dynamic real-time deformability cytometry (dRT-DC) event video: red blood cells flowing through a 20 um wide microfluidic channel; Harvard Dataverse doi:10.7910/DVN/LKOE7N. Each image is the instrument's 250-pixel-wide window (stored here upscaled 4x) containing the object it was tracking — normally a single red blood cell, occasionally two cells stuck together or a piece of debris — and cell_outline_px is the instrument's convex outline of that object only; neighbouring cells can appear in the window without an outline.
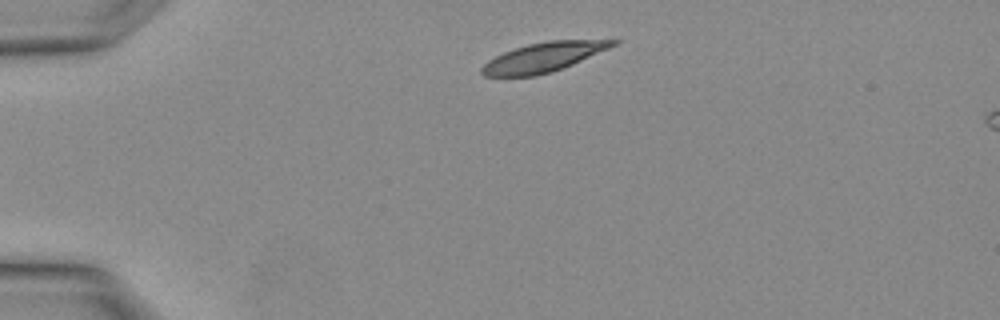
{"species": "Egyptian fruit bat (a non-hibernating species)", "species_latin": "Rousettus aegyptiacus", "temperature_condition": "warm", "stored_images_in_passage": 3, "segment_of_instrument_passage": [2, 2], "camera_frame_rate_fps": 3000, "um_per_image_px": 0.085, "animal": {"sex": "female"}, "frame": {"image": 1, "passage_image": 3, "time_ms": 0.667, "image_size_px": [1000, 320], "cell_outline_px": [[620, 40], [616, 44], [608, 48], [572, 64], [552, 72], [536, 76], [484, 76], [480, 72], [480, 68], [488, 60], [504, 52], [528, 44], [548, 40]], "centroid_in_image_um": [46.14, 4.87], "position_along_channel_um": 38.9, "area_um2": 22.14}}